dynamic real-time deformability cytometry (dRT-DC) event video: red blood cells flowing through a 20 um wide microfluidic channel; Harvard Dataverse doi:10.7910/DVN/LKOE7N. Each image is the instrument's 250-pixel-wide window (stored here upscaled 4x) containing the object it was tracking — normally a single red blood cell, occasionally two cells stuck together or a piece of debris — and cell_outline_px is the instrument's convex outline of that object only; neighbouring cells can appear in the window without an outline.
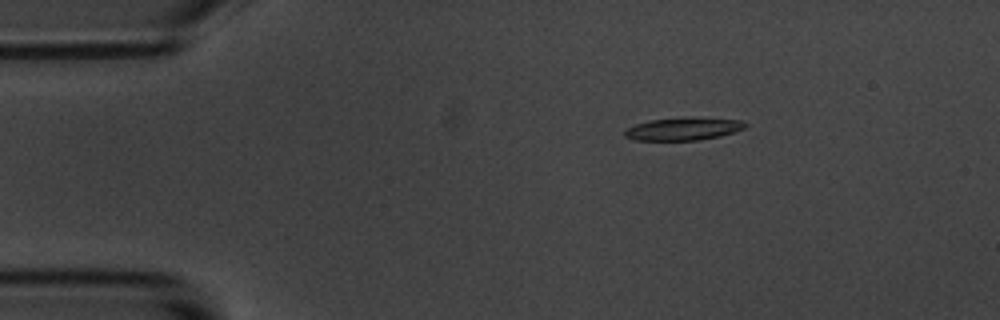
{"species": "common noctule bat (a hibernating species)", "species_latin": "Nyctalus noctula", "temperature_condition": "room temperature", "stored_images_in_passage": 4, "camera_frame_rate_fps": 3000, "um_per_image_px": 0.085, "animal": {"sex": "male", "body_mass_g": 20.1, "forearm_length_mm": 53.5}, "frame": {"image": 1, "passage_image": 2, "time_ms": 2.0, "image_size_px": [1000, 320], "cell_outline_px": [[748, 124], [744, 128], [736, 132], [720, 136], [700, 140], [636, 140], [624, 136], [624, 132], [628, 128], [636, 124], [648, 120], [692, 116], [740, 120]], "centroid_in_image_um": [58.12, 10.94], "position_along_channel_um": 26.9, "area_um2": 16.18}}